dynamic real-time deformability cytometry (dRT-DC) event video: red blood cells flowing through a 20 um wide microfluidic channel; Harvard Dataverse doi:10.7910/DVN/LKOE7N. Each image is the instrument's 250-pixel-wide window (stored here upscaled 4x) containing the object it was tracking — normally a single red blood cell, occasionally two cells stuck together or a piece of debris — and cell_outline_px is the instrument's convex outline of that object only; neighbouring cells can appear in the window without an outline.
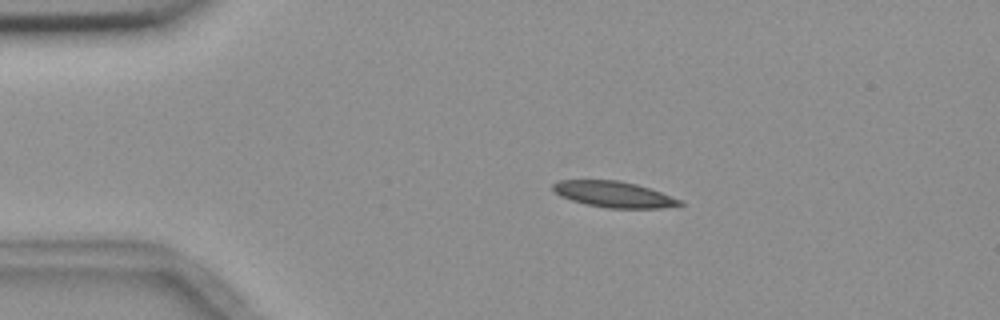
{"species": "common noctule bat (a hibernating species)", "species_latin": "Nyctalus noctula", "temperature_condition": "room temperature", "stored_images_in_passage": 9, "camera_frame_rate_fps": 3000, "um_per_image_px": 0.085, "animal": {"sex": "female", "body_mass_g": 18.4}, "frame": {"image": 1, "passage_image": 2, "time_ms": 1.333, "image_size_px": [1000, 320], "cell_outline_px": [[684, 204], [660, 208], [608, 208], [588, 204], [572, 200], [560, 196], [552, 188], [552, 184], [560, 180], [620, 180], [636, 184], [684, 200]], "centroid_in_image_um": [52.19, 16.51], "position_along_channel_um": 32.8, "area_um2": 19.07}}
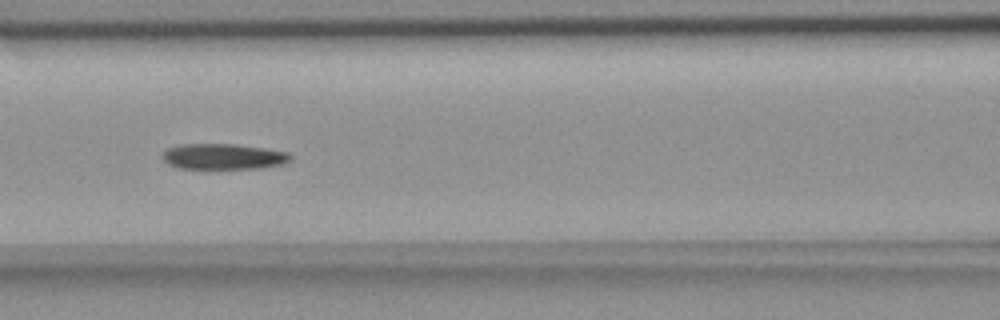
{"frame": {"image": 2, "passage_image": 6, "time_ms": 5.667, "image_size_px": [1000, 320], "cell_outline_px": [[292, 160], [284, 164], [260, 168], [176, 168], [168, 164], [164, 160], [164, 152], [168, 148], [180, 144], [236, 144], [264, 148], [288, 152], [292, 156]], "centroid_in_image_um": [19.03, 13.3], "position_along_channel_um": 147.6, "area_um2": 19.13}}
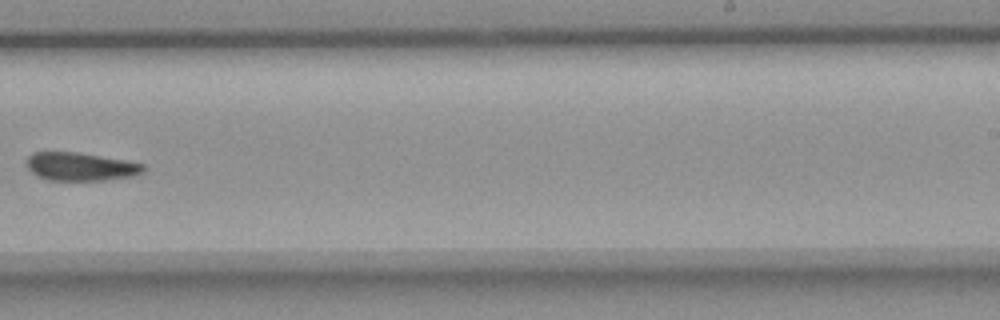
{"frame": {"image": 3, "passage_image": 9, "time_ms": 9.333, "image_size_px": [1000, 320], "cell_outline_px": [[144, 168], [140, 172], [132, 176], [104, 180], [48, 180], [36, 176], [28, 168], [28, 156], [36, 152], [76, 152], [124, 160], [144, 164]], "centroid_in_image_um": [6.81, 14.16], "position_along_channel_um": 282.2, "area_um2": 18.84}}